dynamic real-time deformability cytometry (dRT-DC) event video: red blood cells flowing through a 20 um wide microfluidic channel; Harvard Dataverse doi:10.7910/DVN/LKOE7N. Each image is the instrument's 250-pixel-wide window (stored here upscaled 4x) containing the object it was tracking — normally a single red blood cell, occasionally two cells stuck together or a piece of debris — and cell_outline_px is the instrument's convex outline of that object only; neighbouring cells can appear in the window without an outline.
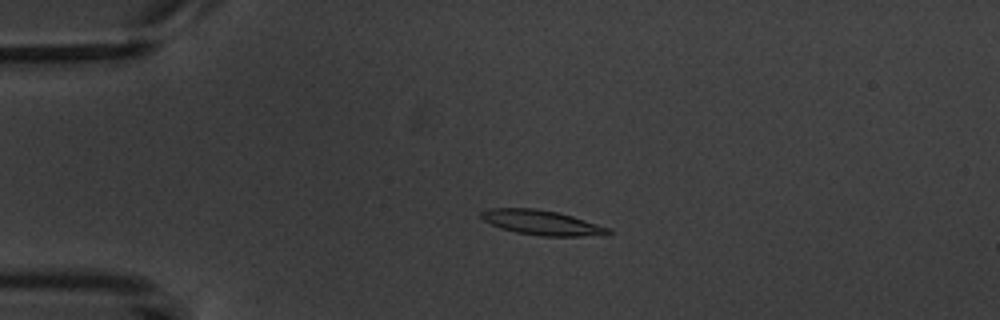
{"species": "common noctule bat (a hibernating species)", "species_latin": "Nyctalus noctula", "temperature_condition": "warm", "stored_images_in_passage": 5, "camera_frame_rate_fps": 3000, "um_per_image_px": 0.085, "animal": {"sex": "male", "body_mass_g": 20.1, "forearm_length_mm": 53.5}, "frame": {"image": 1, "passage_image": 4, "time_ms": 3.333, "image_size_px": [1000, 320], "cell_outline_px": [[612, 232], [604, 236], [540, 236], [516, 232], [500, 228], [484, 220], [480, 216], [480, 212], [488, 208], [536, 208], [556, 212], [572, 216], [608, 228]], "centroid_in_image_um": [46.04, 18.92], "position_along_channel_um": 39.0, "area_um2": 18.26}}